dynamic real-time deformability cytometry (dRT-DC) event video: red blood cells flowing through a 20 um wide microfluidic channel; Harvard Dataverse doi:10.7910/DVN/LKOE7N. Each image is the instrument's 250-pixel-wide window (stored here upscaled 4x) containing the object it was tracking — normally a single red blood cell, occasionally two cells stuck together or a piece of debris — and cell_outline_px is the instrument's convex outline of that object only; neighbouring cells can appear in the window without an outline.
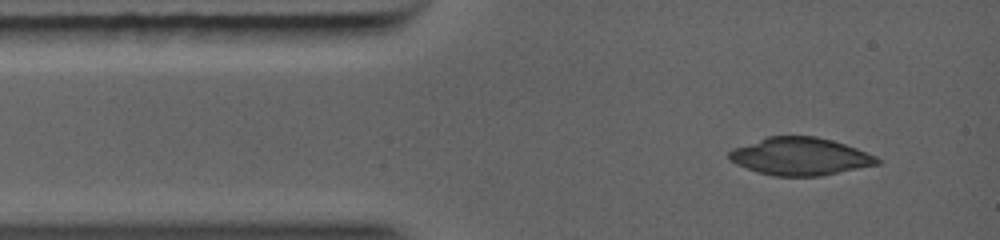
{"species": "common noctule bat (a hibernating species)", "species_latin": "Nyctalus noctula", "temperature_condition": "warm", "stored_images_in_passage": 2, "camera_frame_rate_fps": 5000, "um_per_image_px": 0.085, "animal": {"sex": "female", "body_mass_g": 19.0, "forearm_length_mm": 56.7}, "frame": {"image": 1, "passage_image": 1, "time_ms": 0.0, "image_size_px": [1000, 240], "cell_outline_px": [[880, 164], [820, 176], [772, 176], [756, 172], [736, 164], [728, 160], [728, 152], [732, 148], [768, 136], [816, 136], [832, 140], [856, 148], [876, 156], [880, 160]], "centroid_in_image_um": [67.97, 13.3], "position_along_channel_um": 17.0, "area_um2": 32.6}}